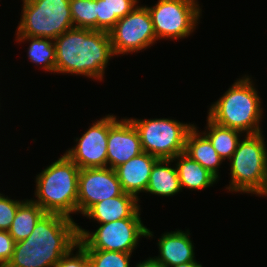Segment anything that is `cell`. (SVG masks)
<instances>
[{"instance_id":"1","label":"cell","mask_w":267,"mask_h":267,"mask_svg":"<svg viewBox=\"0 0 267 267\" xmlns=\"http://www.w3.org/2000/svg\"><path fill=\"white\" fill-rule=\"evenodd\" d=\"M78 224L73 218L45 213L32 233L15 243L6 267H55L78 244Z\"/></svg>"},{"instance_id":"2","label":"cell","mask_w":267,"mask_h":267,"mask_svg":"<svg viewBox=\"0 0 267 267\" xmlns=\"http://www.w3.org/2000/svg\"><path fill=\"white\" fill-rule=\"evenodd\" d=\"M55 73L103 80L109 60L115 56L108 32L72 28L53 40Z\"/></svg>"},{"instance_id":"3","label":"cell","mask_w":267,"mask_h":267,"mask_svg":"<svg viewBox=\"0 0 267 267\" xmlns=\"http://www.w3.org/2000/svg\"><path fill=\"white\" fill-rule=\"evenodd\" d=\"M251 76L244 75L208 110V118L223 127L236 129L245 134H257L263 131L260 121L263 116L261 99L254 87Z\"/></svg>"},{"instance_id":"4","label":"cell","mask_w":267,"mask_h":267,"mask_svg":"<svg viewBox=\"0 0 267 267\" xmlns=\"http://www.w3.org/2000/svg\"><path fill=\"white\" fill-rule=\"evenodd\" d=\"M80 168L65 154L36 176L33 199L46 213L72 218L77 214Z\"/></svg>"},{"instance_id":"5","label":"cell","mask_w":267,"mask_h":267,"mask_svg":"<svg viewBox=\"0 0 267 267\" xmlns=\"http://www.w3.org/2000/svg\"><path fill=\"white\" fill-rule=\"evenodd\" d=\"M230 158V192L257 195L267 184V148L262 132L244 134Z\"/></svg>"},{"instance_id":"6","label":"cell","mask_w":267,"mask_h":267,"mask_svg":"<svg viewBox=\"0 0 267 267\" xmlns=\"http://www.w3.org/2000/svg\"><path fill=\"white\" fill-rule=\"evenodd\" d=\"M23 7L16 36L55 40L74 28L70 0H22Z\"/></svg>"},{"instance_id":"7","label":"cell","mask_w":267,"mask_h":267,"mask_svg":"<svg viewBox=\"0 0 267 267\" xmlns=\"http://www.w3.org/2000/svg\"><path fill=\"white\" fill-rule=\"evenodd\" d=\"M135 126L144 152L158 159H173L184 152L186 136L194 124L170 118H129Z\"/></svg>"},{"instance_id":"8","label":"cell","mask_w":267,"mask_h":267,"mask_svg":"<svg viewBox=\"0 0 267 267\" xmlns=\"http://www.w3.org/2000/svg\"><path fill=\"white\" fill-rule=\"evenodd\" d=\"M153 232L147 228L141 218H126L100 224L91 232L78 225V243L84 249L134 252L141 237L152 238Z\"/></svg>"},{"instance_id":"9","label":"cell","mask_w":267,"mask_h":267,"mask_svg":"<svg viewBox=\"0 0 267 267\" xmlns=\"http://www.w3.org/2000/svg\"><path fill=\"white\" fill-rule=\"evenodd\" d=\"M146 7L157 40L188 37L196 29L202 15L197 0H158L155 5Z\"/></svg>"},{"instance_id":"10","label":"cell","mask_w":267,"mask_h":267,"mask_svg":"<svg viewBox=\"0 0 267 267\" xmlns=\"http://www.w3.org/2000/svg\"><path fill=\"white\" fill-rule=\"evenodd\" d=\"M108 33L115 56L144 51L158 41L146 5H137Z\"/></svg>"},{"instance_id":"11","label":"cell","mask_w":267,"mask_h":267,"mask_svg":"<svg viewBox=\"0 0 267 267\" xmlns=\"http://www.w3.org/2000/svg\"><path fill=\"white\" fill-rule=\"evenodd\" d=\"M123 193L116 172L110 167L80 169L77 214L84 215L93 205Z\"/></svg>"},{"instance_id":"12","label":"cell","mask_w":267,"mask_h":267,"mask_svg":"<svg viewBox=\"0 0 267 267\" xmlns=\"http://www.w3.org/2000/svg\"><path fill=\"white\" fill-rule=\"evenodd\" d=\"M76 144L64 153L80 169L107 167V138L109 132V114L93 122Z\"/></svg>"},{"instance_id":"13","label":"cell","mask_w":267,"mask_h":267,"mask_svg":"<svg viewBox=\"0 0 267 267\" xmlns=\"http://www.w3.org/2000/svg\"><path fill=\"white\" fill-rule=\"evenodd\" d=\"M143 152L139 134L128 118L117 119L109 114L107 138V167H116L128 162Z\"/></svg>"},{"instance_id":"14","label":"cell","mask_w":267,"mask_h":267,"mask_svg":"<svg viewBox=\"0 0 267 267\" xmlns=\"http://www.w3.org/2000/svg\"><path fill=\"white\" fill-rule=\"evenodd\" d=\"M158 160L155 156L142 152L128 162L116 167L117 178L123 192L139 198V193L146 192L152 167Z\"/></svg>"},{"instance_id":"15","label":"cell","mask_w":267,"mask_h":267,"mask_svg":"<svg viewBox=\"0 0 267 267\" xmlns=\"http://www.w3.org/2000/svg\"><path fill=\"white\" fill-rule=\"evenodd\" d=\"M140 199L123 192L93 205L83 216L96 220L99 224L109 223L126 218H140Z\"/></svg>"},{"instance_id":"16","label":"cell","mask_w":267,"mask_h":267,"mask_svg":"<svg viewBox=\"0 0 267 267\" xmlns=\"http://www.w3.org/2000/svg\"><path fill=\"white\" fill-rule=\"evenodd\" d=\"M189 236V230L176 229V231L165 232L157 240L159 256L154 257L165 267L196 261L194 245Z\"/></svg>"},{"instance_id":"17","label":"cell","mask_w":267,"mask_h":267,"mask_svg":"<svg viewBox=\"0 0 267 267\" xmlns=\"http://www.w3.org/2000/svg\"><path fill=\"white\" fill-rule=\"evenodd\" d=\"M197 128L194 125L189 130L186 136L184 153L200 163L219 180V168L223 159L213 148L209 138L203 132H199Z\"/></svg>"},{"instance_id":"18","label":"cell","mask_w":267,"mask_h":267,"mask_svg":"<svg viewBox=\"0 0 267 267\" xmlns=\"http://www.w3.org/2000/svg\"><path fill=\"white\" fill-rule=\"evenodd\" d=\"M181 189L205 190L218 182V179L200 163L191 159L184 152L174 157Z\"/></svg>"},{"instance_id":"19","label":"cell","mask_w":267,"mask_h":267,"mask_svg":"<svg viewBox=\"0 0 267 267\" xmlns=\"http://www.w3.org/2000/svg\"><path fill=\"white\" fill-rule=\"evenodd\" d=\"M172 159H158L152 167L145 193L169 197L178 194L181 189L176 166Z\"/></svg>"},{"instance_id":"20","label":"cell","mask_w":267,"mask_h":267,"mask_svg":"<svg viewBox=\"0 0 267 267\" xmlns=\"http://www.w3.org/2000/svg\"><path fill=\"white\" fill-rule=\"evenodd\" d=\"M46 212L32 199H24L19 205L8 230L15 242L26 239Z\"/></svg>"},{"instance_id":"21","label":"cell","mask_w":267,"mask_h":267,"mask_svg":"<svg viewBox=\"0 0 267 267\" xmlns=\"http://www.w3.org/2000/svg\"><path fill=\"white\" fill-rule=\"evenodd\" d=\"M206 121L207 125L203 133L209 138L213 148L223 161L226 159L230 160L241 140L240 137H243L242 134L244 133L236 129L218 125L208 117Z\"/></svg>"},{"instance_id":"22","label":"cell","mask_w":267,"mask_h":267,"mask_svg":"<svg viewBox=\"0 0 267 267\" xmlns=\"http://www.w3.org/2000/svg\"><path fill=\"white\" fill-rule=\"evenodd\" d=\"M138 3L139 0H97V30L109 32Z\"/></svg>"},{"instance_id":"23","label":"cell","mask_w":267,"mask_h":267,"mask_svg":"<svg viewBox=\"0 0 267 267\" xmlns=\"http://www.w3.org/2000/svg\"><path fill=\"white\" fill-rule=\"evenodd\" d=\"M29 41L28 59L35 63L45 72L55 73L56 52L55 45L52 39L31 37V36H16V42Z\"/></svg>"},{"instance_id":"24","label":"cell","mask_w":267,"mask_h":267,"mask_svg":"<svg viewBox=\"0 0 267 267\" xmlns=\"http://www.w3.org/2000/svg\"><path fill=\"white\" fill-rule=\"evenodd\" d=\"M74 28L97 30V0H70Z\"/></svg>"},{"instance_id":"25","label":"cell","mask_w":267,"mask_h":267,"mask_svg":"<svg viewBox=\"0 0 267 267\" xmlns=\"http://www.w3.org/2000/svg\"><path fill=\"white\" fill-rule=\"evenodd\" d=\"M91 267H130L132 253L85 249Z\"/></svg>"},{"instance_id":"26","label":"cell","mask_w":267,"mask_h":267,"mask_svg":"<svg viewBox=\"0 0 267 267\" xmlns=\"http://www.w3.org/2000/svg\"><path fill=\"white\" fill-rule=\"evenodd\" d=\"M23 201L10 199L0 193V230L10 229L17 209Z\"/></svg>"},{"instance_id":"27","label":"cell","mask_w":267,"mask_h":267,"mask_svg":"<svg viewBox=\"0 0 267 267\" xmlns=\"http://www.w3.org/2000/svg\"><path fill=\"white\" fill-rule=\"evenodd\" d=\"M77 249L76 254L73 253ZM89 258L86 250L78 243L66 255H64L55 267H89Z\"/></svg>"},{"instance_id":"28","label":"cell","mask_w":267,"mask_h":267,"mask_svg":"<svg viewBox=\"0 0 267 267\" xmlns=\"http://www.w3.org/2000/svg\"><path fill=\"white\" fill-rule=\"evenodd\" d=\"M15 243L8 231L0 230V267H6L10 262Z\"/></svg>"},{"instance_id":"29","label":"cell","mask_w":267,"mask_h":267,"mask_svg":"<svg viewBox=\"0 0 267 267\" xmlns=\"http://www.w3.org/2000/svg\"><path fill=\"white\" fill-rule=\"evenodd\" d=\"M135 267H165L162 263L158 262L155 257H149L147 260L140 261Z\"/></svg>"},{"instance_id":"30","label":"cell","mask_w":267,"mask_h":267,"mask_svg":"<svg viewBox=\"0 0 267 267\" xmlns=\"http://www.w3.org/2000/svg\"><path fill=\"white\" fill-rule=\"evenodd\" d=\"M172 267H202V265L199 264V262L197 263V261H190L184 264L174 265Z\"/></svg>"},{"instance_id":"31","label":"cell","mask_w":267,"mask_h":267,"mask_svg":"<svg viewBox=\"0 0 267 267\" xmlns=\"http://www.w3.org/2000/svg\"><path fill=\"white\" fill-rule=\"evenodd\" d=\"M267 196V184L264 186V188L257 194V196Z\"/></svg>"}]
</instances>
